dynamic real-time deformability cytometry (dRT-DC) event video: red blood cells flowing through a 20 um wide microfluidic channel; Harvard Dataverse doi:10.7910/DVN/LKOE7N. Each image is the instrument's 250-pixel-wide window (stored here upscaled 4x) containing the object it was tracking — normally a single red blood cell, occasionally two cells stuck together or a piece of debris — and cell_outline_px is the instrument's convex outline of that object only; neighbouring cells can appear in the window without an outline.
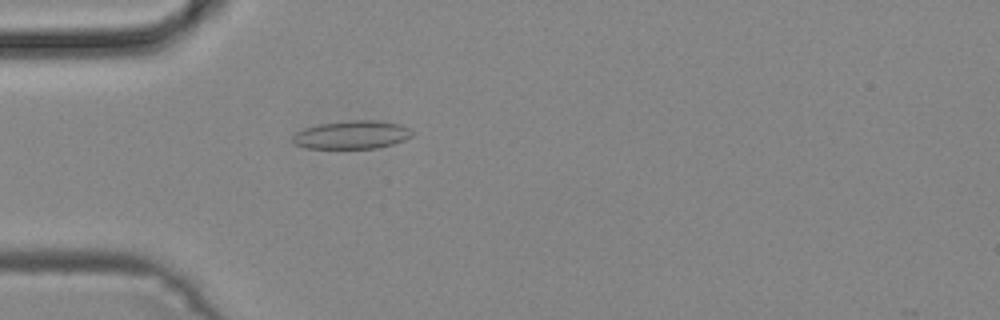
{"species": "common noctule bat (a hibernating species)", "species_latin": "Nyctalus noctula", "temperature_condition": "cold", "stored_images_in_passage": 48, "camera_frame_rate_fps": 3000, "um_per_image_px": 0.085, "animal": {"sex": "male", "body_mass_g": 19.2, "forearm_length_mm": 51.8}, "frame": {"image": 1, "passage_image": 14, "time_ms": 4.333, "image_size_px": [1000, 320], "cell_outline_px": [[412, 136], [404, 140], [392, 144], [376, 148], [304, 148], [296, 144], [292, 140], [292, 136], [296, 132], [304, 128], [320, 124], [352, 120], [376, 120], [400, 124], [408, 128], [412, 132]], "centroid_in_image_um": [29.9, 11.46], "position_along_channel_um": 55.1, "area_um2": 19.54}}
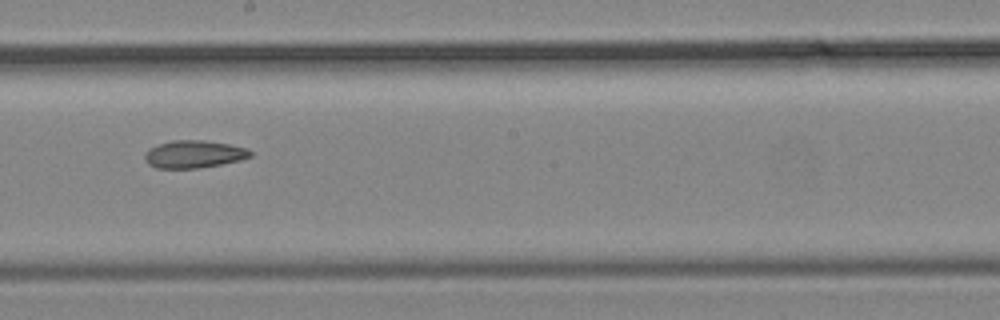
{"frame": {"image": 2, "passage_image": 27, "time_ms": 8.667, "image_size_px": [1000, 320], "cell_outline_px": [[252, 156], [240, 160], [220, 164], [196, 168], [156, 168], [148, 164], [144, 156], [148, 148], [172, 140], [204, 140], [228, 144], [248, 148], [252, 152]], "centroid_in_image_um": [16.48, 13.1], "position_along_channel_um": 231.7, "area_um2": 16.88}}
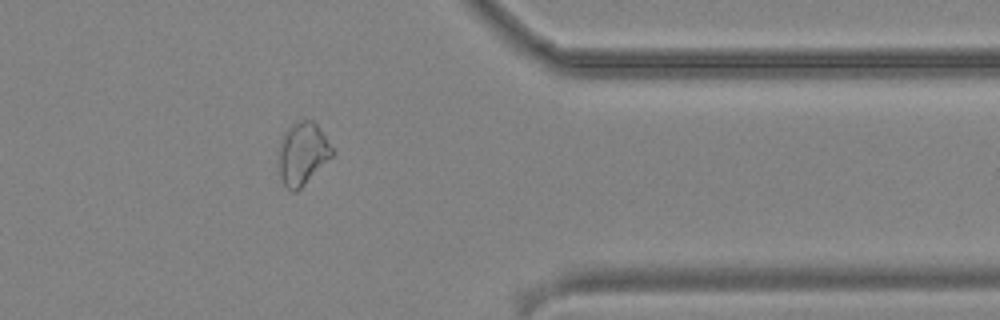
{"frame": {"image": 3, "passage_image": 39, "time_ms": 12.667, "image_size_px": [1000, 320], "cell_outline_px": [[332, 156], [296, 192], [292, 192], [284, 184], [276, 172], [276, 168], [280, 140], [284, 132], [292, 124], [300, 120], [312, 120], [316, 124], [332, 148]], "centroid_in_image_um": [25.63, 13.07], "position_along_channel_um": 385.8, "area_um2": 19.48}}